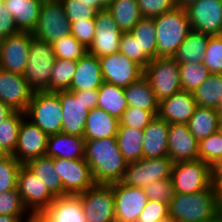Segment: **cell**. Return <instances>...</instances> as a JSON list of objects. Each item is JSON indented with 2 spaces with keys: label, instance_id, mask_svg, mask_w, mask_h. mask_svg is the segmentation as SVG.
Segmentation results:
<instances>
[{
  "label": "cell",
  "instance_id": "obj_25",
  "mask_svg": "<svg viewBox=\"0 0 222 222\" xmlns=\"http://www.w3.org/2000/svg\"><path fill=\"white\" fill-rule=\"evenodd\" d=\"M45 155L70 160L84 159L85 138L63 132L50 135L47 139Z\"/></svg>",
  "mask_w": 222,
  "mask_h": 222
},
{
  "label": "cell",
  "instance_id": "obj_20",
  "mask_svg": "<svg viewBox=\"0 0 222 222\" xmlns=\"http://www.w3.org/2000/svg\"><path fill=\"white\" fill-rule=\"evenodd\" d=\"M34 91L23 75L0 68V100L15 111L25 112Z\"/></svg>",
  "mask_w": 222,
  "mask_h": 222
},
{
  "label": "cell",
  "instance_id": "obj_38",
  "mask_svg": "<svg viewBox=\"0 0 222 222\" xmlns=\"http://www.w3.org/2000/svg\"><path fill=\"white\" fill-rule=\"evenodd\" d=\"M24 117L25 112L15 111L0 123V146L9 155L15 152L19 128Z\"/></svg>",
  "mask_w": 222,
  "mask_h": 222
},
{
  "label": "cell",
  "instance_id": "obj_50",
  "mask_svg": "<svg viewBox=\"0 0 222 222\" xmlns=\"http://www.w3.org/2000/svg\"><path fill=\"white\" fill-rule=\"evenodd\" d=\"M143 18H154L176 7L175 0H137Z\"/></svg>",
  "mask_w": 222,
  "mask_h": 222
},
{
  "label": "cell",
  "instance_id": "obj_62",
  "mask_svg": "<svg viewBox=\"0 0 222 222\" xmlns=\"http://www.w3.org/2000/svg\"><path fill=\"white\" fill-rule=\"evenodd\" d=\"M157 222H177V221H175L170 215H168L167 217L160 219Z\"/></svg>",
  "mask_w": 222,
  "mask_h": 222
},
{
  "label": "cell",
  "instance_id": "obj_43",
  "mask_svg": "<svg viewBox=\"0 0 222 222\" xmlns=\"http://www.w3.org/2000/svg\"><path fill=\"white\" fill-rule=\"evenodd\" d=\"M22 164L13 156L8 155L0 161V193L17 188V177Z\"/></svg>",
  "mask_w": 222,
  "mask_h": 222
},
{
  "label": "cell",
  "instance_id": "obj_17",
  "mask_svg": "<svg viewBox=\"0 0 222 222\" xmlns=\"http://www.w3.org/2000/svg\"><path fill=\"white\" fill-rule=\"evenodd\" d=\"M191 29L207 35L222 33V0H199L185 8Z\"/></svg>",
  "mask_w": 222,
  "mask_h": 222
},
{
  "label": "cell",
  "instance_id": "obj_23",
  "mask_svg": "<svg viewBox=\"0 0 222 222\" xmlns=\"http://www.w3.org/2000/svg\"><path fill=\"white\" fill-rule=\"evenodd\" d=\"M103 82L99 58L87 52L76 61L75 74L68 91L98 90Z\"/></svg>",
  "mask_w": 222,
  "mask_h": 222
},
{
  "label": "cell",
  "instance_id": "obj_51",
  "mask_svg": "<svg viewBox=\"0 0 222 222\" xmlns=\"http://www.w3.org/2000/svg\"><path fill=\"white\" fill-rule=\"evenodd\" d=\"M71 23V35H73L86 49L92 44L95 35V20L87 19Z\"/></svg>",
  "mask_w": 222,
  "mask_h": 222
},
{
  "label": "cell",
  "instance_id": "obj_3",
  "mask_svg": "<svg viewBox=\"0 0 222 222\" xmlns=\"http://www.w3.org/2000/svg\"><path fill=\"white\" fill-rule=\"evenodd\" d=\"M153 21L156 29L157 57H172L191 30L186 10L176 6L154 17Z\"/></svg>",
  "mask_w": 222,
  "mask_h": 222
},
{
  "label": "cell",
  "instance_id": "obj_21",
  "mask_svg": "<svg viewBox=\"0 0 222 222\" xmlns=\"http://www.w3.org/2000/svg\"><path fill=\"white\" fill-rule=\"evenodd\" d=\"M167 147L168 157L174 163L198 159L199 141L187 124H169Z\"/></svg>",
  "mask_w": 222,
  "mask_h": 222
},
{
  "label": "cell",
  "instance_id": "obj_1",
  "mask_svg": "<svg viewBox=\"0 0 222 222\" xmlns=\"http://www.w3.org/2000/svg\"><path fill=\"white\" fill-rule=\"evenodd\" d=\"M96 184L121 182L128 162L119 150L116 137L85 140V157Z\"/></svg>",
  "mask_w": 222,
  "mask_h": 222
},
{
  "label": "cell",
  "instance_id": "obj_58",
  "mask_svg": "<svg viewBox=\"0 0 222 222\" xmlns=\"http://www.w3.org/2000/svg\"><path fill=\"white\" fill-rule=\"evenodd\" d=\"M80 1H84L85 3H88L96 11L106 9V6L100 0H80Z\"/></svg>",
  "mask_w": 222,
  "mask_h": 222
},
{
  "label": "cell",
  "instance_id": "obj_24",
  "mask_svg": "<svg viewBox=\"0 0 222 222\" xmlns=\"http://www.w3.org/2000/svg\"><path fill=\"white\" fill-rule=\"evenodd\" d=\"M169 123L158 116L143 129V158L168 156Z\"/></svg>",
  "mask_w": 222,
  "mask_h": 222
},
{
  "label": "cell",
  "instance_id": "obj_49",
  "mask_svg": "<svg viewBox=\"0 0 222 222\" xmlns=\"http://www.w3.org/2000/svg\"><path fill=\"white\" fill-rule=\"evenodd\" d=\"M64 6V12L70 22H78L94 19L96 10L88 3L80 0H60Z\"/></svg>",
  "mask_w": 222,
  "mask_h": 222
},
{
  "label": "cell",
  "instance_id": "obj_27",
  "mask_svg": "<svg viewBox=\"0 0 222 222\" xmlns=\"http://www.w3.org/2000/svg\"><path fill=\"white\" fill-rule=\"evenodd\" d=\"M119 127V119L110 115L99 107L88 112L85 123V140L105 139L116 137Z\"/></svg>",
  "mask_w": 222,
  "mask_h": 222
},
{
  "label": "cell",
  "instance_id": "obj_63",
  "mask_svg": "<svg viewBox=\"0 0 222 222\" xmlns=\"http://www.w3.org/2000/svg\"><path fill=\"white\" fill-rule=\"evenodd\" d=\"M9 154L6 153V151H4L2 149V147L0 146V161L3 160L4 158H6Z\"/></svg>",
  "mask_w": 222,
  "mask_h": 222
},
{
  "label": "cell",
  "instance_id": "obj_44",
  "mask_svg": "<svg viewBox=\"0 0 222 222\" xmlns=\"http://www.w3.org/2000/svg\"><path fill=\"white\" fill-rule=\"evenodd\" d=\"M203 65L213 74H222V36H209Z\"/></svg>",
  "mask_w": 222,
  "mask_h": 222
},
{
  "label": "cell",
  "instance_id": "obj_31",
  "mask_svg": "<svg viewBox=\"0 0 222 222\" xmlns=\"http://www.w3.org/2000/svg\"><path fill=\"white\" fill-rule=\"evenodd\" d=\"M35 176L40 178L45 186L56 196H64L60 177L54 168V158L41 156L24 164Z\"/></svg>",
  "mask_w": 222,
  "mask_h": 222
},
{
  "label": "cell",
  "instance_id": "obj_61",
  "mask_svg": "<svg viewBox=\"0 0 222 222\" xmlns=\"http://www.w3.org/2000/svg\"><path fill=\"white\" fill-rule=\"evenodd\" d=\"M199 0H175V4L177 7H180L182 9L187 8L189 5L198 2Z\"/></svg>",
  "mask_w": 222,
  "mask_h": 222
},
{
  "label": "cell",
  "instance_id": "obj_33",
  "mask_svg": "<svg viewBox=\"0 0 222 222\" xmlns=\"http://www.w3.org/2000/svg\"><path fill=\"white\" fill-rule=\"evenodd\" d=\"M116 139L119 150L128 163L143 158V130L119 126Z\"/></svg>",
  "mask_w": 222,
  "mask_h": 222
},
{
  "label": "cell",
  "instance_id": "obj_52",
  "mask_svg": "<svg viewBox=\"0 0 222 222\" xmlns=\"http://www.w3.org/2000/svg\"><path fill=\"white\" fill-rule=\"evenodd\" d=\"M169 215L168 203L149 200L137 222H157Z\"/></svg>",
  "mask_w": 222,
  "mask_h": 222
},
{
  "label": "cell",
  "instance_id": "obj_26",
  "mask_svg": "<svg viewBox=\"0 0 222 222\" xmlns=\"http://www.w3.org/2000/svg\"><path fill=\"white\" fill-rule=\"evenodd\" d=\"M42 214L51 222H86L78 195L55 197Z\"/></svg>",
  "mask_w": 222,
  "mask_h": 222
},
{
  "label": "cell",
  "instance_id": "obj_19",
  "mask_svg": "<svg viewBox=\"0 0 222 222\" xmlns=\"http://www.w3.org/2000/svg\"><path fill=\"white\" fill-rule=\"evenodd\" d=\"M62 106V132L84 137L89 110L82 101V91H58Z\"/></svg>",
  "mask_w": 222,
  "mask_h": 222
},
{
  "label": "cell",
  "instance_id": "obj_48",
  "mask_svg": "<svg viewBox=\"0 0 222 222\" xmlns=\"http://www.w3.org/2000/svg\"><path fill=\"white\" fill-rule=\"evenodd\" d=\"M144 191L149 200L168 204L172 201L175 194L171 178L153 181L144 187Z\"/></svg>",
  "mask_w": 222,
  "mask_h": 222
},
{
  "label": "cell",
  "instance_id": "obj_46",
  "mask_svg": "<svg viewBox=\"0 0 222 222\" xmlns=\"http://www.w3.org/2000/svg\"><path fill=\"white\" fill-rule=\"evenodd\" d=\"M119 52L125 54L132 61L139 64L143 69L151 61L144 51H140L138 40H136L130 32H123L120 39Z\"/></svg>",
  "mask_w": 222,
  "mask_h": 222
},
{
  "label": "cell",
  "instance_id": "obj_10",
  "mask_svg": "<svg viewBox=\"0 0 222 222\" xmlns=\"http://www.w3.org/2000/svg\"><path fill=\"white\" fill-rule=\"evenodd\" d=\"M174 162L168 156L163 158H141L127 164L122 183L126 186L144 188L153 181L171 178Z\"/></svg>",
  "mask_w": 222,
  "mask_h": 222
},
{
  "label": "cell",
  "instance_id": "obj_7",
  "mask_svg": "<svg viewBox=\"0 0 222 222\" xmlns=\"http://www.w3.org/2000/svg\"><path fill=\"white\" fill-rule=\"evenodd\" d=\"M32 35L49 44L71 35V23L60 0H42L38 22Z\"/></svg>",
  "mask_w": 222,
  "mask_h": 222
},
{
  "label": "cell",
  "instance_id": "obj_65",
  "mask_svg": "<svg viewBox=\"0 0 222 222\" xmlns=\"http://www.w3.org/2000/svg\"><path fill=\"white\" fill-rule=\"evenodd\" d=\"M213 222H222V212L213 219Z\"/></svg>",
  "mask_w": 222,
  "mask_h": 222
},
{
  "label": "cell",
  "instance_id": "obj_35",
  "mask_svg": "<svg viewBox=\"0 0 222 222\" xmlns=\"http://www.w3.org/2000/svg\"><path fill=\"white\" fill-rule=\"evenodd\" d=\"M97 107L119 119L128 108L124 88L108 82H103L98 89Z\"/></svg>",
  "mask_w": 222,
  "mask_h": 222
},
{
  "label": "cell",
  "instance_id": "obj_4",
  "mask_svg": "<svg viewBox=\"0 0 222 222\" xmlns=\"http://www.w3.org/2000/svg\"><path fill=\"white\" fill-rule=\"evenodd\" d=\"M25 117L48 136L62 132V106L58 92H34Z\"/></svg>",
  "mask_w": 222,
  "mask_h": 222
},
{
  "label": "cell",
  "instance_id": "obj_45",
  "mask_svg": "<svg viewBox=\"0 0 222 222\" xmlns=\"http://www.w3.org/2000/svg\"><path fill=\"white\" fill-rule=\"evenodd\" d=\"M158 115V111H148L128 106L119 118V126H130L143 130Z\"/></svg>",
  "mask_w": 222,
  "mask_h": 222
},
{
  "label": "cell",
  "instance_id": "obj_59",
  "mask_svg": "<svg viewBox=\"0 0 222 222\" xmlns=\"http://www.w3.org/2000/svg\"><path fill=\"white\" fill-rule=\"evenodd\" d=\"M213 188L215 190L216 197L218 199V202L222 203V178L219 179L214 185Z\"/></svg>",
  "mask_w": 222,
  "mask_h": 222
},
{
  "label": "cell",
  "instance_id": "obj_68",
  "mask_svg": "<svg viewBox=\"0 0 222 222\" xmlns=\"http://www.w3.org/2000/svg\"><path fill=\"white\" fill-rule=\"evenodd\" d=\"M106 7L112 3L114 0H100Z\"/></svg>",
  "mask_w": 222,
  "mask_h": 222
},
{
  "label": "cell",
  "instance_id": "obj_32",
  "mask_svg": "<svg viewBox=\"0 0 222 222\" xmlns=\"http://www.w3.org/2000/svg\"><path fill=\"white\" fill-rule=\"evenodd\" d=\"M219 119L216 109L197 106L187 125L191 134L200 142L218 131Z\"/></svg>",
  "mask_w": 222,
  "mask_h": 222
},
{
  "label": "cell",
  "instance_id": "obj_55",
  "mask_svg": "<svg viewBox=\"0 0 222 222\" xmlns=\"http://www.w3.org/2000/svg\"><path fill=\"white\" fill-rule=\"evenodd\" d=\"M222 178V156L210 164V181L212 186Z\"/></svg>",
  "mask_w": 222,
  "mask_h": 222
},
{
  "label": "cell",
  "instance_id": "obj_14",
  "mask_svg": "<svg viewBox=\"0 0 222 222\" xmlns=\"http://www.w3.org/2000/svg\"><path fill=\"white\" fill-rule=\"evenodd\" d=\"M104 82L126 88L143 76V68L121 52L99 57Z\"/></svg>",
  "mask_w": 222,
  "mask_h": 222
},
{
  "label": "cell",
  "instance_id": "obj_37",
  "mask_svg": "<svg viewBox=\"0 0 222 222\" xmlns=\"http://www.w3.org/2000/svg\"><path fill=\"white\" fill-rule=\"evenodd\" d=\"M130 33L138 40L140 51L152 60L157 57L156 29L153 18H142Z\"/></svg>",
  "mask_w": 222,
  "mask_h": 222
},
{
  "label": "cell",
  "instance_id": "obj_18",
  "mask_svg": "<svg viewBox=\"0 0 222 222\" xmlns=\"http://www.w3.org/2000/svg\"><path fill=\"white\" fill-rule=\"evenodd\" d=\"M48 135L24 117L19 128L17 145L13 156L22 164L45 156Z\"/></svg>",
  "mask_w": 222,
  "mask_h": 222
},
{
  "label": "cell",
  "instance_id": "obj_34",
  "mask_svg": "<svg viewBox=\"0 0 222 222\" xmlns=\"http://www.w3.org/2000/svg\"><path fill=\"white\" fill-rule=\"evenodd\" d=\"M106 9L122 32H130L143 18L137 0H114Z\"/></svg>",
  "mask_w": 222,
  "mask_h": 222
},
{
  "label": "cell",
  "instance_id": "obj_29",
  "mask_svg": "<svg viewBox=\"0 0 222 222\" xmlns=\"http://www.w3.org/2000/svg\"><path fill=\"white\" fill-rule=\"evenodd\" d=\"M210 35L191 29L186 40L178 47L172 56L179 64L199 63L204 60V53L208 44Z\"/></svg>",
  "mask_w": 222,
  "mask_h": 222
},
{
  "label": "cell",
  "instance_id": "obj_67",
  "mask_svg": "<svg viewBox=\"0 0 222 222\" xmlns=\"http://www.w3.org/2000/svg\"><path fill=\"white\" fill-rule=\"evenodd\" d=\"M218 132H219V133L221 134V136H222V116H220V119H219Z\"/></svg>",
  "mask_w": 222,
  "mask_h": 222
},
{
  "label": "cell",
  "instance_id": "obj_40",
  "mask_svg": "<svg viewBox=\"0 0 222 222\" xmlns=\"http://www.w3.org/2000/svg\"><path fill=\"white\" fill-rule=\"evenodd\" d=\"M182 90L193 92L211 74L209 70L199 63L179 64Z\"/></svg>",
  "mask_w": 222,
  "mask_h": 222
},
{
  "label": "cell",
  "instance_id": "obj_8",
  "mask_svg": "<svg viewBox=\"0 0 222 222\" xmlns=\"http://www.w3.org/2000/svg\"><path fill=\"white\" fill-rule=\"evenodd\" d=\"M171 181L175 193L191 194L213 187L210 165L201 159L174 163Z\"/></svg>",
  "mask_w": 222,
  "mask_h": 222
},
{
  "label": "cell",
  "instance_id": "obj_54",
  "mask_svg": "<svg viewBox=\"0 0 222 222\" xmlns=\"http://www.w3.org/2000/svg\"><path fill=\"white\" fill-rule=\"evenodd\" d=\"M82 101L85 103V107L91 110L98 105V90H84L82 91Z\"/></svg>",
  "mask_w": 222,
  "mask_h": 222
},
{
  "label": "cell",
  "instance_id": "obj_11",
  "mask_svg": "<svg viewBox=\"0 0 222 222\" xmlns=\"http://www.w3.org/2000/svg\"><path fill=\"white\" fill-rule=\"evenodd\" d=\"M17 190L31 214L43 213L56 197L25 165L18 172Z\"/></svg>",
  "mask_w": 222,
  "mask_h": 222
},
{
  "label": "cell",
  "instance_id": "obj_2",
  "mask_svg": "<svg viewBox=\"0 0 222 222\" xmlns=\"http://www.w3.org/2000/svg\"><path fill=\"white\" fill-rule=\"evenodd\" d=\"M168 207L169 215L177 222H206L221 212L213 187L191 194L175 193Z\"/></svg>",
  "mask_w": 222,
  "mask_h": 222
},
{
  "label": "cell",
  "instance_id": "obj_42",
  "mask_svg": "<svg viewBox=\"0 0 222 222\" xmlns=\"http://www.w3.org/2000/svg\"><path fill=\"white\" fill-rule=\"evenodd\" d=\"M55 57L58 59L79 60L87 49L73 36L69 35L52 44Z\"/></svg>",
  "mask_w": 222,
  "mask_h": 222
},
{
  "label": "cell",
  "instance_id": "obj_66",
  "mask_svg": "<svg viewBox=\"0 0 222 222\" xmlns=\"http://www.w3.org/2000/svg\"><path fill=\"white\" fill-rule=\"evenodd\" d=\"M5 11L4 0H0V15Z\"/></svg>",
  "mask_w": 222,
  "mask_h": 222
},
{
  "label": "cell",
  "instance_id": "obj_53",
  "mask_svg": "<svg viewBox=\"0 0 222 222\" xmlns=\"http://www.w3.org/2000/svg\"><path fill=\"white\" fill-rule=\"evenodd\" d=\"M18 32L19 30L14 22V18L5 10L2 15H0V39L2 40Z\"/></svg>",
  "mask_w": 222,
  "mask_h": 222
},
{
  "label": "cell",
  "instance_id": "obj_22",
  "mask_svg": "<svg viewBox=\"0 0 222 222\" xmlns=\"http://www.w3.org/2000/svg\"><path fill=\"white\" fill-rule=\"evenodd\" d=\"M197 106L192 92L181 90L159 102L157 116L169 124H187Z\"/></svg>",
  "mask_w": 222,
  "mask_h": 222
},
{
  "label": "cell",
  "instance_id": "obj_9",
  "mask_svg": "<svg viewBox=\"0 0 222 222\" xmlns=\"http://www.w3.org/2000/svg\"><path fill=\"white\" fill-rule=\"evenodd\" d=\"M78 196L86 222H116L111 184H95Z\"/></svg>",
  "mask_w": 222,
  "mask_h": 222
},
{
  "label": "cell",
  "instance_id": "obj_41",
  "mask_svg": "<svg viewBox=\"0 0 222 222\" xmlns=\"http://www.w3.org/2000/svg\"><path fill=\"white\" fill-rule=\"evenodd\" d=\"M0 215H9L14 217L31 216V213L24 206L17 188L0 193Z\"/></svg>",
  "mask_w": 222,
  "mask_h": 222
},
{
  "label": "cell",
  "instance_id": "obj_12",
  "mask_svg": "<svg viewBox=\"0 0 222 222\" xmlns=\"http://www.w3.org/2000/svg\"><path fill=\"white\" fill-rule=\"evenodd\" d=\"M54 168L61 179L64 196L78 195L96 184L85 159L54 158Z\"/></svg>",
  "mask_w": 222,
  "mask_h": 222
},
{
  "label": "cell",
  "instance_id": "obj_64",
  "mask_svg": "<svg viewBox=\"0 0 222 222\" xmlns=\"http://www.w3.org/2000/svg\"><path fill=\"white\" fill-rule=\"evenodd\" d=\"M216 110L219 113V115L222 116V98H221Z\"/></svg>",
  "mask_w": 222,
  "mask_h": 222
},
{
  "label": "cell",
  "instance_id": "obj_15",
  "mask_svg": "<svg viewBox=\"0 0 222 222\" xmlns=\"http://www.w3.org/2000/svg\"><path fill=\"white\" fill-rule=\"evenodd\" d=\"M115 203L116 222H137L149 199L144 188L111 183Z\"/></svg>",
  "mask_w": 222,
  "mask_h": 222
},
{
  "label": "cell",
  "instance_id": "obj_28",
  "mask_svg": "<svg viewBox=\"0 0 222 222\" xmlns=\"http://www.w3.org/2000/svg\"><path fill=\"white\" fill-rule=\"evenodd\" d=\"M41 6L42 0H4L5 10L12 15L19 31L33 32Z\"/></svg>",
  "mask_w": 222,
  "mask_h": 222
},
{
  "label": "cell",
  "instance_id": "obj_36",
  "mask_svg": "<svg viewBox=\"0 0 222 222\" xmlns=\"http://www.w3.org/2000/svg\"><path fill=\"white\" fill-rule=\"evenodd\" d=\"M192 94L198 106L217 109L222 98V74L211 73Z\"/></svg>",
  "mask_w": 222,
  "mask_h": 222
},
{
  "label": "cell",
  "instance_id": "obj_60",
  "mask_svg": "<svg viewBox=\"0 0 222 222\" xmlns=\"http://www.w3.org/2000/svg\"><path fill=\"white\" fill-rule=\"evenodd\" d=\"M27 222H51L48 220L42 213H33L31 214Z\"/></svg>",
  "mask_w": 222,
  "mask_h": 222
},
{
  "label": "cell",
  "instance_id": "obj_30",
  "mask_svg": "<svg viewBox=\"0 0 222 222\" xmlns=\"http://www.w3.org/2000/svg\"><path fill=\"white\" fill-rule=\"evenodd\" d=\"M124 92L128 106L148 111H159V101L144 75L124 88Z\"/></svg>",
  "mask_w": 222,
  "mask_h": 222
},
{
  "label": "cell",
  "instance_id": "obj_47",
  "mask_svg": "<svg viewBox=\"0 0 222 222\" xmlns=\"http://www.w3.org/2000/svg\"><path fill=\"white\" fill-rule=\"evenodd\" d=\"M222 156V136L217 131L199 142L198 159L211 164Z\"/></svg>",
  "mask_w": 222,
  "mask_h": 222
},
{
  "label": "cell",
  "instance_id": "obj_5",
  "mask_svg": "<svg viewBox=\"0 0 222 222\" xmlns=\"http://www.w3.org/2000/svg\"><path fill=\"white\" fill-rule=\"evenodd\" d=\"M55 60L52 44L33 37L23 76L34 92L50 91Z\"/></svg>",
  "mask_w": 222,
  "mask_h": 222
},
{
  "label": "cell",
  "instance_id": "obj_16",
  "mask_svg": "<svg viewBox=\"0 0 222 222\" xmlns=\"http://www.w3.org/2000/svg\"><path fill=\"white\" fill-rule=\"evenodd\" d=\"M32 32L19 31L1 40L0 68L23 75L28 62Z\"/></svg>",
  "mask_w": 222,
  "mask_h": 222
},
{
  "label": "cell",
  "instance_id": "obj_13",
  "mask_svg": "<svg viewBox=\"0 0 222 222\" xmlns=\"http://www.w3.org/2000/svg\"><path fill=\"white\" fill-rule=\"evenodd\" d=\"M94 20L95 35L87 52L98 58L118 52L123 32L116 25L112 14L107 9L96 11Z\"/></svg>",
  "mask_w": 222,
  "mask_h": 222
},
{
  "label": "cell",
  "instance_id": "obj_39",
  "mask_svg": "<svg viewBox=\"0 0 222 222\" xmlns=\"http://www.w3.org/2000/svg\"><path fill=\"white\" fill-rule=\"evenodd\" d=\"M75 70V60L56 58L52 69L50 92L69 90Z\"/></svg>",
  "mask_w": 222,
  "mask_h": 222
},
{
  "label": "cell",
  "instance_id": "obj_57",
  "mask_svg": "<svg viewBox=\"0 0 222 222\" xmlns=\"http://www.w3.org/2000/svg\"><path fill=\"white\" fill-rule=\"evenodd\" d=\"M30 217H14L9 215H0V222H27Z\"/></svg>",
  "mask_w": 222,
  "mask_h": 222
},
{
  "label": "cell",
  "instance_id": "obj_56",
  "mask_svg": "<svg viewBox=\"0 0 222 222\" xmlns=\"http://www.w3.org/2000/svg\"><path fill=\"white\" fill-rule=\"evenodd\" d=\"M15 110L0 100V123L11 116Z\"/></svg>",
  "mask_w": 222,
  "mask_h": 222
},
{
  "label": "cell",
  "instance_id": "obj_6",
  "mask_svg": "<svg viewBox=\"0 0 222 222\" xmlns=\"http://www.w3.org/2000/svg\"><path fill=\"white\" fill-rule=\"evenodd\" d=\"M143 75L159 102L182 90L179 63L173 57L152 59L143 69Z\"/></svg>",
  "mask_w": 222,
  "mask_h": 222
}]
</instances>
